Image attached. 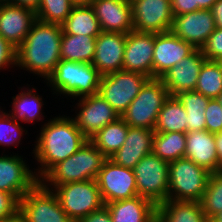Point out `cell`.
I'll list each match as a JSON object with an SVG mask.
<instances>
[{
  "label": "cell",
  "instance_id": "cell-5",
  "mask_svg": "<svg viewBox=\"0 0 222 222\" xmlns=\"http://www.w3.org/2000/svg\"><path fill=\"white\" fill-rule=\"evenodd\" d=\"M211 172L188 158L169 163L168 200L201 201Z\"/></svg>",
  "mask_w": 222,
  "mask_h": 222
},
{
  "label": "cell",
  "instance_id": "cell-6",
  "mask_svg": "<svg viewBox=\"0 0 222 222\" xmlns=\"http://www.w3.org/2000/svg\"><path fill=\"white\" fill-rule=\"evenodd\" d=\"M169 96L161 79L150 78L120 117L129 127L154 130L157 116Z\"/></svg>",
  "mask_w": 222,
  "mask_h": 222
},
{
  "label": "cell",
  "instance_id": "cell-42",
  "mask_svg": "<svg viewBox=\"0 0 222 222\" xmlns=\"http://www.w3.org/2000/svg\"><path fill=\"white\" fill-rule=\"evenodd\" d=\"M78 222H113V221L107 206L104 205L99 210L90 213L84 218H81Z\"/></svg>",
  "mask_w": 222,
  "mask_h": 222
},
{
  "label": "cell",
  "instance_id": "cell-20",
  "mask_svg": "<svg viewBox=\"0 0 222 222\" xmlns=\"http://www.w3.org/2000/svg\"><path fill=\"white\" fill-rule=\"evenodd\" d=\"M125 46L126 34L102 31L96 37L92 65L102 76L122 70Z\"/></svg>",
  "mask_w": 222,
  "mask_h": 222
},
{
  "label": "cell",
  "instance_id": "cell-10",
  "mask_svg": "<svg viewBox=\"0 0 222 222\" xmlns=\"http://www.w3.org/2000/svg\"><path fill=\"white\" fill-rule=\"evenodd\" d=\"M19 213L23 222H73L56 194L40 181L20 199Z\"/></svg>",
  "mask_w": 222,
  "mask_h": 222
},
{
  "label": "cell",
  "instance_id": "cell-40",
  "mask_svg": "<svg viewBox=\"0 0 222 222\" xmlns=\"http://www.w3.org/2000/svg\"><path fill=\"white\" fill-rule=\"evenodd\" d=\"M8 69L18 70L16 69V49L0 36V72H10Z\"/></svg>",
  "mask_w": 222,
  "mask_h": 222
},
{
  "label": "cell",
  "instance_id": "cell-26",
  "mask_svg": "<svg viewBox=\"0 0 222 222\" xmlns=\"http://www.w3.org/2000/svg\"><path fill=\"white\" fill-rule=\"evenodd\" d=\"M157 222H210L199 201L166 200L157 206Z\"/></svg>",
  "mask_w": 222,
  "mask_h": 222
},
{
  "label": "cell",
  "instance_id": "cell-15",
  "mask_svg": "<svg viewBox=\"0 0 222 222\" xmlns=\"http://www.w3.org/2000/svg\"><path fill=\"white\" fill-rule=\"evenodd\" d=\"M215 28L212 11L201 9L174 16L170 32L195 49H201Z\"/></svg>",
  "mask_w": 222,
  "mask_h": 222
},
{
  "label": "cell",
  "instance_id": "cell-19",
  "mask_svg": "<svg viewBox=\"0 0 222 222\" xmlns=\"http://www.w3.org/2000/svg\"><path fill=\"white\" fill-rule=\"evenodd\" d=\"M101 31L127 34L134 30L130 0H90Z\"/></svg>",
  "mask_w": 222,
  "mask_h": 222
},
{
  "label": "cell",
  "instance_id": "cell-16",
  "mask_svg": "<svg viewBox=\"0 0 222 222\" xmlns=\"http://www.w3.org/2000/svg\"><path fill=\"white\" fill-rule=\"evenodd\" d=\"M154 32L132 30L126 34L122 69L153 78Z\"/></svg>",
  "mask_w": 222,
  "mask_h": 222
},
{
  "label": "cell",
  "instance_id": "cell-13",
  "mask_svg": "<svg viewBox=\"0 0 222 222\" xmlns=\"http://www.w3.org/2000/svg\"><path fill=\"white\" fill-rule=\"evenodd\" d=\"M104 204L137 196L133 169L125 168L106 159L96 177Z\"/></svg>",
  "mask_w": 222,
  "mask_h": 222
},
{
  "label": "cell",
  "instance_id": "cell-24",
  "mask_svg": "<svg viewBox=\"0 0 222 222\" xmlns=\"http://www.w3.org/2000/svg\"><path fill=\"white\" fill-rule=\"evenodd\" d=\"M184 157L211 173L218 172L219 158L216 152L214 134L207 130L187 132Z\"/></svg>",
  "mask_w": 222,
  "mask_h": 222
},
{
  "label": "cell",
  "instance_id": "cell-41",
  "mask_svg": "<svg viewBox=\"0 0 222 222\" xmlns=\"http://www.w3.org/2000/svg\"><path fill=\"white\" fill-rule=\"evenodd\" d=\"M173 16L197 11V0H171Z\"/></svg>",
  "mask_w": 222,
  "mask_h": 222
},
{
  "label": "cell",
  "instance_id": "cell-31",
  "mask_svg": "<svg viewBox=\"0 0 222 222\" xmlns=\"http://www.w3.org/2000/svg\"><path fill=\"white\" fill-rule=\"evenodd\" d=\"M187 114V132L206 130L205 109L210 98L199 92L182 91L175 95Z\"/></svg>",
  "mask_w": 222,
  "mask_h": 222
},
{
  "label": "cell",
  "instance_id": "cell-52",
  "mask_svg": "<svg viewBox=\"0 0 222 222\" xmlns=\"http://www.w3.org/2000/svg\"><path fill=\"white\" fill-rule=\"evenodd\" d=\"M219 64L221 65L222 67V58L220 60H218Z\"/></svg>",
  "mask_w": 222,
  "mask_h": 222
},
{
  "label": "cell",
  "instance_id": "cell-18",
  "mask_svg": "<svg viewBox=\"0 0 222 222\" xmlns=\"http://www.w3.org/2000/svg\"><path fill=\"white\" fill-rule=\"evenodd\" d=\"M195 48L170 31L154 33L153 78L160 79L171 67L190 55Z\"/></svg>",
  "mask_w": 222,
  "mask_h": 222
},
{
  "label": "cell",
  "instance_id": "cell-50",
  "mask_svg": "<svg viewBox=\"0 0 222 222\" xmlns=\"http://www.w3.org/2000/svg\"><path fill=\"white\" fill-rule=\"evenodd\" d=\"M216 99L222 107V92L219 94V96Z\"/></svg>",
  "mask_w": 222,
  "mask_h": 222
},
{
  "label": "cell",
  "instance_id": "cell-30",
  "mask_svg": "<svg viewBox=\"0 0 222 222\" xmlns=\"http://www.w3.org/2000/svg\"><path fill=\"white\" fill-rule=\"evenodd\" d=\"M129 126L119 117L107 124L89 140L109 159L126 140Z\"/></svg>",
  "mask_w": 222,
  "mask_h": 222
},
{
  "label": "cell",
  "instance_id": "cell-17",
  "mask_svg": "<svg viewBox=\"0 0 222 222\" xmlns=\"http://www.w3.org/2000/svg\"><path fill=\"white\" fill-rule=\"evenodd\" d=\"M36 20L34 10L0 1V36L15 49L23 43Z\"/></svg>",
  "mask_w": 222,
  "mask_h": 222
},
{
  "label": "cell",
  "instance_id": "cell-47",
  "mask_svg": "<svg viewBox=\"0 0 222 222\" xmlns=\"http://www.w3.org/2000/svg\"><path fill=\"white\" fill-rule=\"evenodd\" d=\"M0 222H23L22 216L20 213L16 214L15 216L8 218V219H4Z\"/></svg>",
  "mask_w": 222,
  "mask_h": 222
},
{
  "label": "cell",
  "instance_id": "cell-44",
  "mask_svg": "<svg viewBox=\"0 0 222 222\" xmlns=\"http://www.w3.org/2000/svg\"><path fill=\"white\" fill-rule=\"evenodd\" d=\"M7 2L37 11L41 0H6Z\"/></svg>",
  "mask_w": 222,
  "mask_h": 222
},
{
  "label": "cell",
  "instance_id": "cell-33",
  "mask_svg": "<svg viewBox=\"0 0 222 222\" xmlns=\"http://www.w3.org/2000/svg\"><path fill=\"white\" fill-rule=\"evenodd\" d=\"M195 91L210 99H216L219 96L222 92V67L218 61H204Z\"/></svg>",
  "mask_w": 222,
  "mask_h": 222
},
{
  "label": "cell",
  "instance_id": "cell-28",
  "mask_svg": "<svg viewBox=\"0 0 222 222\" xmlns=\"http://www.w3.org/2000/svg\"><path fill=\"white\" fill-rule=\"evenodd\" d=\"M96 37L71 35L62 32L60 57L63 60L92 63L95 55Z\"/></svg>",
  "mask_w": 222,
  "mask_h": 222
},
{
  "label": "cell",
  "instance_id": "cell-48",
  "mask_svg": "<svg viewBox=\"0 0 222 222\" xmlns=\"http://www.w3.org/2000/svg\"><path fill=\"white\" fill-rule=\"evenodd\" d=\"M210 222H222V211L215 215Z\"/></svg>",
  "mask_w": 222,
  "mask_h": 222
},
{
  "label": "cell",
  "instance_id": "cell-2",
  "mask_svg": "<svg viewBox=\"0 0 222 222\" xmlns=\"http://www.w3.org/2000/svg\"><path fill=\"white\" fill-rule=\"evenodd\" d=\"M62 25L36 20L23 43L16 49V68L44 82L61 60ZM25 70V71H24ZM43 78V79H42Z\"/></svg>",
  "mask_w": 222,
  "mask_h": 222
},
{
  "label": "cell",
  "instance_id": "cell-43",
  "mask_svg": "<svg viewBox=\"0 0 222 222\" xmlns=\"http://www.w3.org/2000/svg\"><path fill=\"white\" fill-rule=\"evenodd\" d=\"M214 20L215 27L222 29V0H218L211 8Z\"/></svg>",
  "mask_w": 222,
  "mask_h": 222
},
{
  "label": "cell",
  "instance_id": "cell-32",
  "mask_svg": "<svg viewBox=\"0 0 222 222\" xmlns=\"http://www.w3.org/2000/svg\"><path fill=\"white\" fill-rule=\"evenodd\" d=\"M186 152V133L155 132L152 139V153L168 163L183 158Z\"/></svg>",
  "mask_w": 222,
  "mask_h": 222
},
{
  "label": "cell",
  "instance_id": "cell-14",
  "mask_svg": "<svg viewBox=\"0 0 222 222\" xmlns=\"http://www.w3.org/2000/svg\"><path fill=\"white\" fill-rule=\"evenodd\" d=\"M133 26L138 32H169L173 13L171 0H130Z\"/></svg>",
  "mask_w": 222,
  "mask_h": 222
},
{
  "label": "cell",
  "instance_id": "cell-34",
  "mask_svg": "<svg viewBox=\"0 0 222 222\" xmlns=\"http://www.w3.org/2000/svg\"><path fill=\"white\" fill-rule=\"evenodd\" d=\"M26 128L24 123L14 120L7 110L4 109L0 113V146L1 149L3 147L1 152L8 153L5 152L7 147L10 149V147L14 148L15 146L17 148L19 145H22L21 141L23 140V137L25 139L24 134H29V128Z\"/></svg>",
  "mask_w": 222,
  "mask_h": 222
},
{
  "label": "cell",
  "instance_id": "cell-51",
  "mask_svg": "<svg viewBox=\"0 0 222 222\" xmlns=\"http://www.w3.org/2000/svg\"><path fill=\"white\" fill-rule=\"evenodd\" d=\"M3 106H1L0 105V113L6 108V107H4V108H2Z\"/></svg>",
  "mask_w": 222,
  "mask_h": 222
},
{
  "label": "cell",
  "instance_id": "cell-9",
  "mask_svg": "<svg viewBox=\"0 0 222 222\" xmlns=\"http://www.w3.org/2000/svg\"><path fill=\"white\" fill-rule=\"evenodd\" d=\"M149 79L146 75L122 69L103 75L98 93L121 116Z\"/></svg>",
  "mask_w": 222,
  "mask_h": 222
},
{
  "label": "cell",
  "instance_id": "cell-8",
  "mask_svg": "<svg viewBox=\"0 0 222 222\" xmlns=\"http://www.w3.org/2000/svg\"><path fill=\"white\" fill-rule=\"evenodd\" d=\"M137 194L156 206L168 200L169 163L154 153L144 156L133 168Z\"/></svg>",
  "mask_w": 222,
  "mask_h": 222
},
{
  "label": "cell",
  "instance_id": "cell-7",
  "mask_svg": "<svg viewBox=\"0 0 222 222\" xmlns=\"http://www.w3.org/2000/svg\"><path fill=\"white\" fill-rule=\"evenodd\" d=\"M52 191L56 194L61 208L73 222H78L105 205L96 180L70 182L59 185Z\"/></svg>",
  "mask_w": 222,
  "mask_h": 222
},
{
  "label": "cell",
  "instance_id": "cell-29",
  "mask_svg": "<svg viewBox=\"0 0 222 222\" xmlns=\"http://www.w3.org/2000/svg\"><path fill=\"white\" fill-rule=\"evenodd\" d=\"M154 131L187 133L186 110L175 96H169L165 101L157 116Z\"/></svg>",
  "mask_w": 222,
  "mask_h": 222
},
{
  "label": "cell",
  "instance_id": "cell-1",
  "mask_svg": "<svg viewBox=\"0 0 222 222\" xmlns=\"http://www.w3.org/2000/svg\"><path fill=\"white\" fill-rule=\"evenodd\" d=\"M68 115V116H67ZM71 114H62L45 122L37 131L30 152L34 172L40 181L56 164L76 153L89 139L76 126ZM35 159V161H34ZM34 161V162H33ZM36 167V168H35Z\"/></svg>",
  "mask_w": 222,
  "mask_h": 222
},
{
  "label": "cell",
  "instance_id": "cell-27",
  "mask_svg": "<svg viewBox=\"0 0 222 222\" xmlns=\"http://www.w3.org/2000/svg\"><path fill=\"white\" fill-rule=\"evenodd\" d=\"M66 34L97 37L102 31L90 3L75 4L62 24Z\"/></svg>",
  "mask_w": 222,
  "mask_h": 222
},
{
  "label": "cell",
  "instance_id": "cell-4",
  "mask_svg": "<svg viewBox=\"0 0 222 222\" xmlns=\"http://www.w3.org/2000/svg\"><path fill=\"white\" fill-rule=\"evenodd\" d=\"M104 154L88 140L64 161L56 164L40 182L49 190L70 182L96 180L104 161Z\"/></svg>",
  "mask_w": 222,
  "mask_h": 222
},
{
  "label": "cell",
  "instance_id": "cell-49",
  "mask_svg": "<svg viewBox=\"0 0 222 222\" xmlns=\"http://www.w3.org/2000/svg\"><path fill=\"white\" fill-rule=\"evenodd\" d=\"M72 1L78 4V3H89L90 0H72Z\"/></svg>",
  "mask_w": 222,
  "mask_h": 222
},
{
  "label": "cell",
  "instance_id": "cell-25",
  "mask_svg": "<svg viewBox=\"0 0 222 222\" xmlns=\"http://www.w3.org/2000/svg\"><path fill=\"white\" fill-rule=\"evenodd\" d=\"M113 222H155L157 206L150 200L135 196L105 204Z\"/></svg>",
  "mask_w": 222,
  "mask_h": 222
},
{
  "label": "cell",
  "instance_id": "cell-22",
  "mask_svg": "<svg viewBox=\"0 0 222 222\" xmlns=\"http://www.w3.org/2000/svg\"><path fill=\"white\" fill-rule=\"evenodd\" d=\"M26 84L27 85L24 84V86L17 87L20 91L12 97V104H10L9 107L12 106L7 112L17 122L28 123V126H30V124L34 125L41 121L40 126H42L48 121L47 119L43 121L47 117L45 112H43V106H47L46 102L43 100V96L41 94L39 95L36 87L30 86L32 83Z\"/></svg>",
  "mask_w": 222,
  "mask_h": 222
},
{
  "label": "cell",
  "instance_id": "cell-39",
  "mask_svg": "<svg viewBox=\"0 0 222 222\" xmlns=\"http://www.w3.org/2000/svg\"><path fill=\"white\" fill-rule=\"evenodd\" d=\"M19 213V200L11 193L0 190V221Z\"/></svg>",
  "mask_w": 222,
  "mask_h": 222
},
{
  "label": "cell",
  "instance_id": "cell-12",
  "mask_svg": "<svg viewBox=\"0 0 222 222\" xmlns=\"http://www.w3.org/2000/svg\"><path fill=\"white\" fill-rule=\"evenodd\" d=\"M23 157L14 151L0 153V190L13 194L19 201L39 182L32 163Z\"/></svg>",
  "mask_w": 222,
  "mask_h": 222
},
{
  "label": "cell",
  "instance_id": "cell-45",
  "mask_svg": "<svg viewBox=\"0 0 222 222\" xmlns=\"http://www.w3.org/2000/svg\"><path fill=\"white\" fill-rule=\"evenodd\" d=\"M215 147L217 156L219 158V171L222 170V131L220 133H215Z\"/></svg>",
  "mask_w": 222,
  "mask_h": 222
},
{
  "label": "cell",
  "instance_id": "cell-38",
  "mask_svg": "<svg viewBox=\"0 0 222 222\" xmlns=\"http://www.w3.org/2000/svg\"><path fill=\"white\" fill-rule=\"evenodd\" d=\"M200 50L206 60H220L222 58V29L215 28Z\"/></svg>",
  "mask_w": 222,
  "mask_h": 222
},
{
  "label": "cell",
  "instance_id": "cell-3",
  "mask_svg": "<svg viewBox=\"0 0 222 222\" xmlns=\"http://www.w3.org/2000/svg\"><path fill=\"white\" fill-rule=\"evenodd\" d=\"M102 75L92 63H80L61 59L54 72L43 82L51 90V94L66 98L67 102L98 93Z\"/></svg>",
  "mask_w": 222,
  "mask_h": 222
},
{
  "label": "cell",
  "instance_id": "cell-21",
  "mask_svg": "<svg viewBox=\"0 0 222 222\" xmlns=\"http://www.w3.org/2000/svg\"><path fill=\"white\" fill-rule=\"evenodd\" d=\"M205 60L201 50L195 49L160 78L170 96H175L182 91L195 90L199 72Z\"/></svg>",
  "mask_w": 222,
  "mask_h": 222
},
{
  "label": "cell",
  "instance_id": "cell-35",
  "mask_svg": "<svg viewBox=\"0 0 222 222\" xmlns=\"http://www.w3.org/2000/svg\"><path fill=\"white\" fill-rule=\"evenodd\" d=\"M75 4L72 0H41L36 18L44 23L62 25Z\"/></svg>",
  "mask_w": 222,
  "mask_h": 222
},
{
  "label": "cell",
  "instance_id": "cell-23",
  "mask_svg": "<svg viewBox=\"0 0 222 222\" xmlns=\"http://www.w3.org/2000/svg\"><path fill=\"white\" fill-rule=\"evenodd\" d=\"M152 129L129 127L126 140L109 159L115 164L133 169L146 155L152 153Z\"/></svg>",
  "mask_w": 222,
  "mask_h": 222
},
{
  "label": "cell",
  "instance_id": "cell-37",
  "mask_svg": "<svg viewBox=\"0 0 222 222\" xmlns=\"http://www.w3.org/2000/svg\"><path fill=\"white\" fill-rule=\"evenodd\" d=\"M206 130L210 133L222 131V107L217 99H210L205 109Z\"/></svg>",
  "mask_w": 222,
  "mask_h": 222
},
{
  "label": "cell",
  "instance_id": "cell-11",
  "mask_svg": "<svg viewBox=\"0 0 222 222\" xmlns=\"http://www.w3.org/2000/svg\"><path fill=\"white\" fill-rule=\"evenodd\" d=\"M75 100L78 102L71 105V112H75L70 117L88 139L120 117L99 93Z\"/></svg>",
  "mask_w": 222,
  "mask_h": 222
},
{
  "label": "cell",
  "instance_id": "cell-46",
  "mask_svg": "<svg viewBox=\"0 0 222 222\" xmlns=\"http://www.w3.org/2000/svg\"><path fill=\"white\" fill-rule=\"evenodd\" d=\"M218 0H197V11L201 9L211 10Z\"/></svg>",
  "mask_w": 222,
  "mask_h": 222
},
{
  "label": "cell",
  "instance_id": "cell-36",
  "mask_svg": "<svg viewBox=\"0 0 222 222\" xmlns=\"http://www.w3.org/2000/svg\"><path fill=\"white\" fill-rule=\"evenodd\" d=\"M200 203L209 220L222 211V170L210 174Z\"/></svg>",
  "mask_w": 222,
  "mask_h": 222
}]
</instances>
